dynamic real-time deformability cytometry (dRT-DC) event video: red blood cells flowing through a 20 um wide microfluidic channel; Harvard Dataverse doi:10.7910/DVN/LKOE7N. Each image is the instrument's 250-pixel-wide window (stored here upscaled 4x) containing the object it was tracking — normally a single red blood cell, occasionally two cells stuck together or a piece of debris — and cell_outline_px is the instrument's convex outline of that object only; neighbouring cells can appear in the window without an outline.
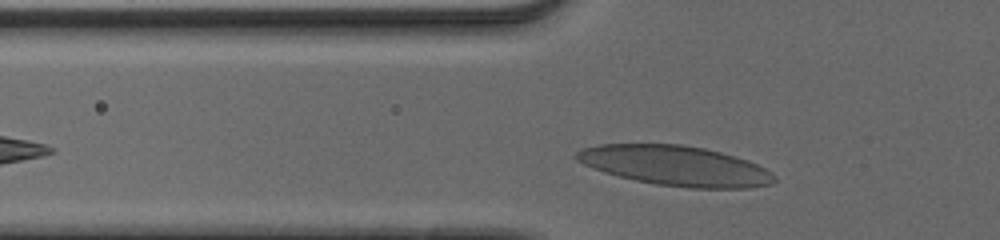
{"species": "human", "species_latin": "Homo sapiens", "temperature_condition": "cold", "stored_images_in_passage": 29, "camera_frame_rate_fps": 3000, "um_per_image_px": 0.085, "donor": {"sex": "male"}, "frame": {"image": 1, "passage_image": 3, "time_ms": 0.667, "image_size_px": [1000, 240], "cell_outline_px": [[776, 180], [772, 184], [748, 188], [688, 188], [656, 184], [636, 180], [604, 172], [592, 168], [576, 160], [572, 156], [576, 152], [584, 148], [600, 144], [680, 144], [704, 148], [720, 152], [748, 160], [772, 172], [776, 176]], "centroid_in_image_um": [57.42, 14.09], "position_along_channel_um": 68.4, "area_um2": 46.01}}
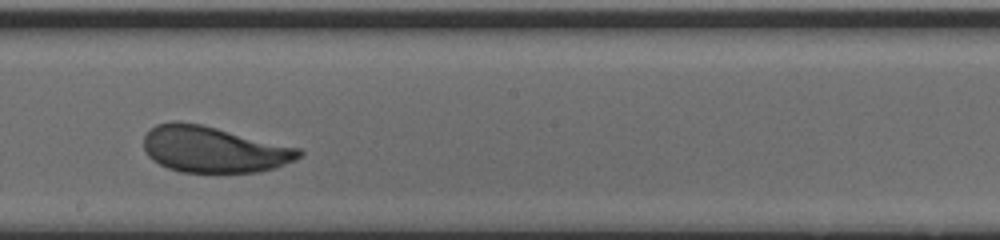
{"frame": {"image": 2, "passage_image": 16, "time_ms": 5.0, "image_size_px": [1000, 240], "cell_outline_px": [[304, 152], [296, 160], [276, 168], [256, 172], [180, 172], [168, 168], [152, 160], [148, 156], [144, 148], [144, 136], [156, 124], [172, 120], [180, 120], [200, 124], [300, 148]], "centroid_in_image_um": [18.15, 12.7], "position_along_channel_um": 230.0, "area_um2": 41.85}}
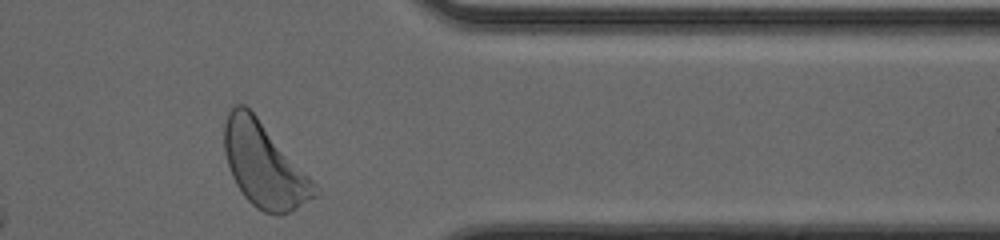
{"frame": {"image": 3, "passage_image": 29, "time_ms": 9.333, "image_size_px": [1000, 240], "cell_outline_px": [[320, 192], [316, 196], [288, 212], [280, 216], [264, 212], [256, 208], [244, 196], [236, 184], [232, 176], [228, 164], [224, 148], [224, 124], [228, 112], [236, 104], [244, 104], [256, 116], [320, 188]], "centroid_in_image_um": [22.44, 14.05], "position_along_channel_um": 389.0, "area_um2": 43.75}, "authors_computed_cell_mechanics": {"area_um2": 41.9628, "velocity_mm_per_s": 3.8437, "shape_relaxation_time_tau1_ms": 2.2862, "shape_relaxation_time_tau2_ms": 0.726, "deformation_change_tau1": 0.1182, "deformation_change_tau2": 0.0574}}